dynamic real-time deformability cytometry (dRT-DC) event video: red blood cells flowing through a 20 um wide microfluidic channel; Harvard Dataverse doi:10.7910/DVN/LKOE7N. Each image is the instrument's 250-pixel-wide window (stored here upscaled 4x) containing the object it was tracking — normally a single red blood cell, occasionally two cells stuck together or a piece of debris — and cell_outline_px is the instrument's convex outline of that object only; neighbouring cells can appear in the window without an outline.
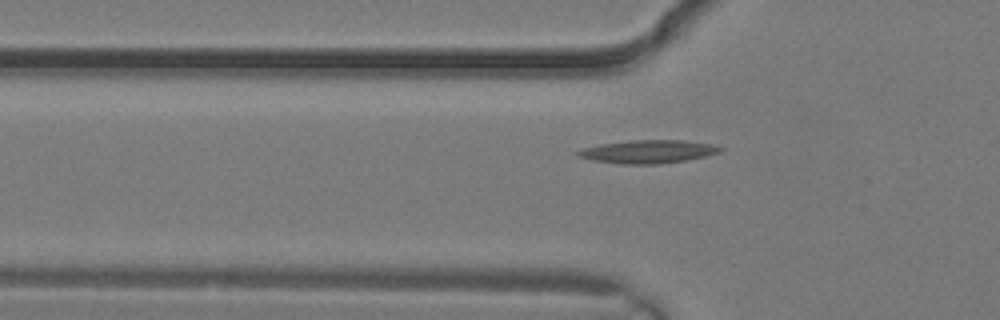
{"species": "common noctule bat (a hibernating species)", "species_latin": "Nyctalus noctula", "temperature_condition": "warm", "stored_images_in_passage": 3, "camera_frame_rate_fps": 3000, "um_per_image_px": 0.085, "animal": {"sex": "male", "body_mass_g": 19.2, "forearm_length_mm": 51.8}, "frame": {"image": 1, "passage_image": 3, "time_ms": 0.667, "image_size_px": [1000, 320], "cell_outline_px": [[724, 148], [720, 152], [688, 160], [660, 164], [620, 164], [592, 160], [576, 156], [572, 152], [584, 148], [600, 144], [632, 140], [684, 140], [712, 144]], "centroid_in_image_um": [55.05, 12.89], "position_along_channel_um": 70.7, "area_um2": 19.36}}